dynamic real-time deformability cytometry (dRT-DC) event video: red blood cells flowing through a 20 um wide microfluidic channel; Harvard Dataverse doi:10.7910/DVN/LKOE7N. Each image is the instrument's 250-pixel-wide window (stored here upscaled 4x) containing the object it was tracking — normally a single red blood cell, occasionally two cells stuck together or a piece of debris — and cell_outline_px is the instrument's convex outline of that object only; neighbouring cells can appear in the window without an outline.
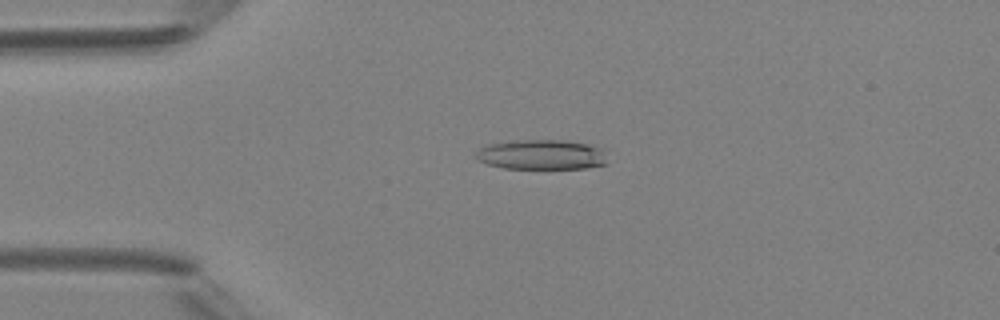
{"species": "Egyptian fruit bat (a non-hibernating species)", "species_latin": "Rousettus aegyptiacus", "temperature_condition": "room temperature", "stored_images_in_passage": 40, "camera_frame_rate_fps": 3000, "um_per_image_px": 0.085, "animal": {"sex": "female"}, "frame": {"image": 1, "passage_image": 4, "time_ms": 1.0, "image_size_px": [1000, 320], "cell_outline_px": [[604, 164], [588, 168], [504, 168], [488, 164], [476, 160], [476, 152], [480, 148], [488, 144], [512, 140], [564, 140], [588, 144], [600, 148], [604, 160]], "centroid_in_image_um": [45.95, 13.13], "position_along_channel_um": 39.1, "area_um2": 22.66}}
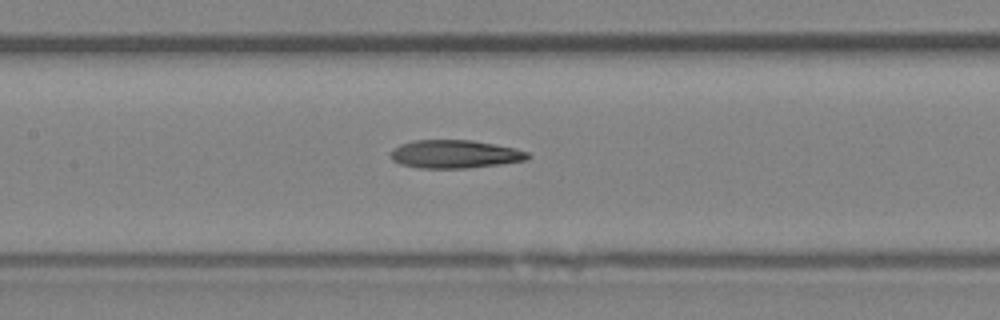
{"frame": {"image": 2, "passage_image": 15, "time_ms": 4.667, "image_size_px": [1000, 320], "cell_outline_px": [[532, 156], [528, 160], [500, 164], [468, 168], [416, 168], [400, 164], [392, 160], [392, 152], [400, 144], [416, 140], [472, 140], [516, 148], [528, 152]], "centroid_in_image_um": [38.71, 13.11], "position_along_channel_um": 168.7, "area_um2": 22.54}}
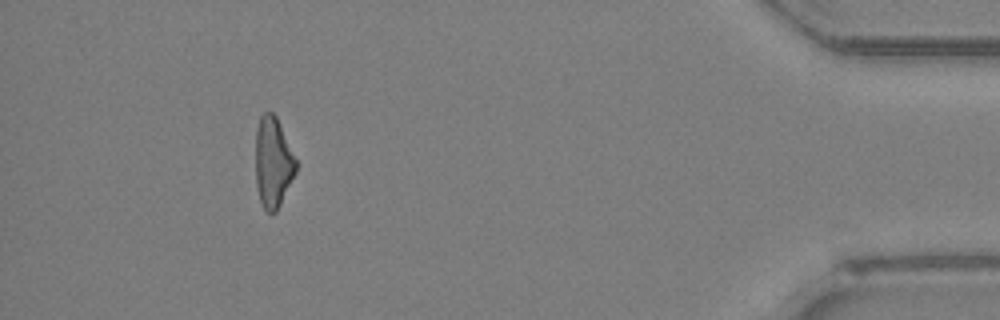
{"frame": {"image": 3, "passage_image": 36, "time_ms": 11.667, "image_size_px": [1000, 320], "cell_outline_px": [[296, 172], [276, 212], [268, 212], [264, 208], [260, 200], [256, 184], [256, 128], [260, 116], [264, 112], [272, 112], [276, 116], [296, 160]], "centroid_in_image_um": [23.19, 13.78], "position_along_channel_um": 412.0, "area_um2": 20.98}, "authors_computed_cell_mechanics": {"area_um2": 22.4842, "velocity_mm_per_s": 4.3726, "shape_relaxation_time_tau1_ms": 6.7851, "shape_relaxation_time_tau2_ms": 5.5354, "deformation_change_tau1": 0.2154, "deformation_change_tau2": 0.202}}